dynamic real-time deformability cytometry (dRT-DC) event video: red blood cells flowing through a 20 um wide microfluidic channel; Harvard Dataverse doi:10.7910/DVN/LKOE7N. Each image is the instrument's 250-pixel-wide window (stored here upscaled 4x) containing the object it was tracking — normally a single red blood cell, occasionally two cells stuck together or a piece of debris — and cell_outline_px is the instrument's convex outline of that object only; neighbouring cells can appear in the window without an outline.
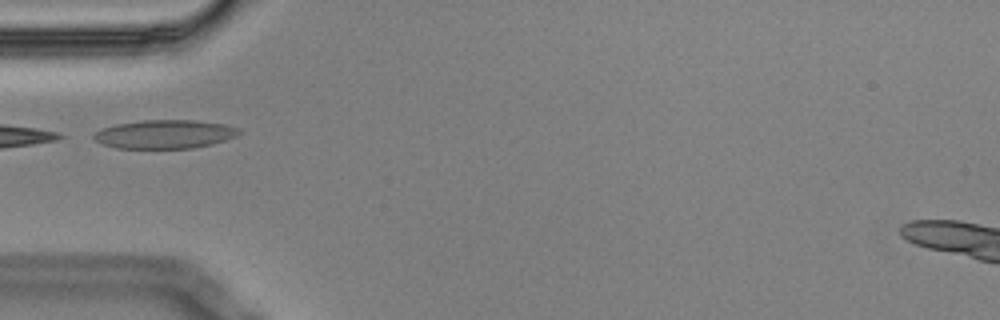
{"species": "Egyptian fruit bat (a non-hibernating species)", "species_latin": "Rousettus aegyptiacus", "temperature_condition": "cold", "stored_images_in_passage": 13, "camera_frame_rate_fps": 3000, "um_per_image_px": 0.085, "animal": {"sex": "male"}, "frame": {"image": 1, "passage_image": 3, "time_ms": 0.667, "image_size_px": [1000, 320], "cell_outline_px": [[240, 132], [236, 136], [212, 144], [192, 148], [116, 148], [104, 144], [96, 140], [92, 136], [100, 128], [116, 124], [144, 120], [192, 120], [224, 124], [240, 128]], "centroid_in_image_um": [14.0, 11.4], "position_along_channel_um": 71.0, "area_um2": 24.1}}
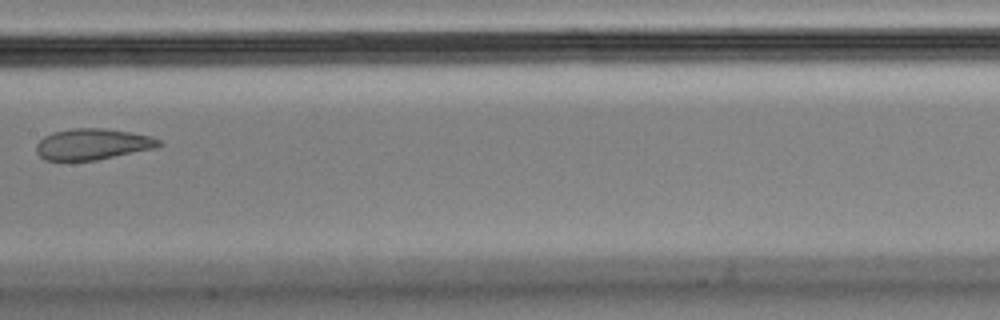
{"frame": {"image": 2, "passage_image": 6, "time_ms": 1.667, "image_size_px": [1000, 320], "cell_outline_px": [[164, 144], [160, 148], [96, 160], [44, 160], [36, 152], [36, 144], [44, 136], [52, 132], [72, 128], [104, 128], [152, 136], [160, 140]], "centroid_in_image_um": [7.92, 12.25], "position_along_channel_um": 199.5, "area_um2": 22.48}}
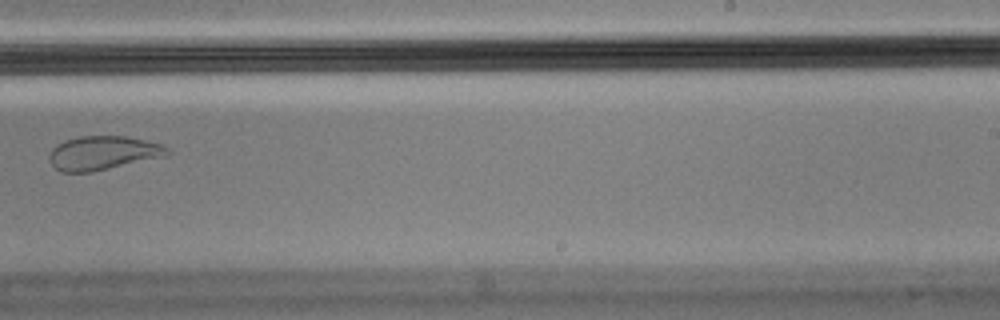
{"frame": {"image": 3, "passage_image": 8, "time_ms": 2.333, "image_size_px": [1000, 320], "cell_outline_px": [[172, 152], [164, 156], [92, 172], [60, 172], [48, 160], [48, 156], [52, 148], [56, 144], [64, 140], [80, 136], [124, 136], [144, 140], [160, 144], [168, 148]], "centroid_in_image_um": [8.7, 13.0], "position_along_channel_um": 280.3, "area_um2": 23.24}}